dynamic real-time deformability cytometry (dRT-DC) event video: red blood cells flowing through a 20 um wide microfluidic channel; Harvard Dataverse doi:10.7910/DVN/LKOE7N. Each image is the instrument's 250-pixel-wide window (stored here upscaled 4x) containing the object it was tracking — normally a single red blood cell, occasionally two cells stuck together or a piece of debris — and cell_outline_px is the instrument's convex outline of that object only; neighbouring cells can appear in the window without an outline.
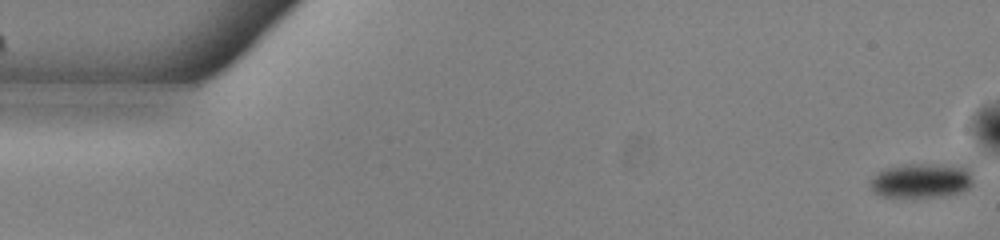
{"species": "common noctule bat (a hibernating species)", "species_latin": "Nyctalus noctula", "temperature_condition": "warm", "stored_images_in_passage": 53, "camera_frame_rate_fps": 3000, "um_per_image_px": 0.085, "animal": {"sex": "male", "body_mass_g": 13.0, "forearm_length_mm": 53.1}, "frame": {"image": 1, "passage_image": 1, "time_ms": 0.0, "image_size_px": [1000, 240], "cell_outline_px": [[972, 184], [964, 192], [944, 196], [908, 200], [880, 196], [872, 192], [868, 184], [872, 176], [884, 168], [904, 164], [968, 164], [972, 168]], "centroid_in_image_um": [78.33, 15.37], "position_along_channel_um": 6.7, "area_um2": 22.37}}
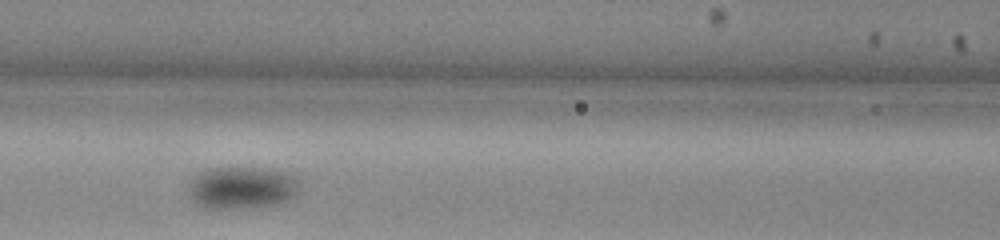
{"frame": {"image": 2, "passage_image": 23, "time_ms": 7.333, "image_size_px": [1000, 240], "cell_outline_px": [[296, 192], [288, 200], [276, 204], [248, 208], [204, 208], [192, 196], [192, 180], [200, 172], [208, 168], [260, 168], [280, 172], [292, 176], [296, 180]], "centroid_in_image_um": [20.56, 15.96], "position_along_channel_um": 146.0, "area_um2": 26.24}}
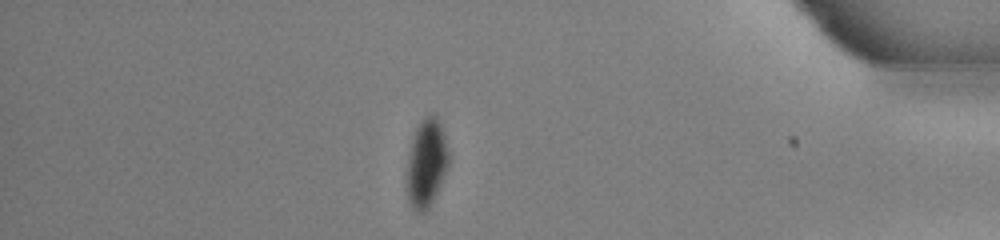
{"frame": {"image": 3, "passage_image": 46, "time_ms": 15.0, "image_size_px": [1000, 240], "cell_outline_px": [[448, 168], [428, 208], [424, 212], [416, 212], [408, 200], [408, 156], [412, 140], [416, 128], [420, 120], [428, 112], [436, 116], [440, 124], [444, 136], [448, 152]], "centroid_in_image_um": [36.25, 13.82], "position_along_channel_um": 399.0, "area_um2": 20.98}}